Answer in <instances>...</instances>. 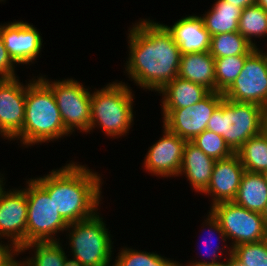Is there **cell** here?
Returning a JSON list of instances; mask_svg holds the SVG:
<instances>
[{"label": "cell", "mask_w": 267, "mask_h": 266, "mask_svg": "<svg viewBox=\"0 0 267 266\" xmlns=\"http://www.w3.org/2000/svg\"><path fill=\"white\" fill-rule=\"evenodd\" d=\"M129 30L127 74L143 90L159 92L178 76L179 46L164 24L153 20L141 19Z\"/></svg>", "instance_id": "cell-1"}, {"label": "cell", "mask_w": 267, "mask_h": 266, "mask_svg": "<svg viewBox=\"0 0 267 266\" xmlns=\"http://www.w3.org/2000/svg\"><path fill=\"white\" fill-rule=\"evenodd\" d=\"M35 180L53 198L56 211L68 223L94 216L101 200V176L75 162Z\"/></svg>", "instance_id": "cell-2"}, {"label": "cell", "mask_w": 267, "mask_h": 266, "mask_svg": "<svg viewBox=\"0 0 267 266\" xmlns=\"http://www.w3.org/2000/svg\"><path fill=\"white\" fill-rule=\"evenodd\" d=\"M31 81L26 84L23 128L12 140L28 147L68 136L52 90L39 77Z\"/></svg>", "instance_id": "cell-3"}, {"label": "cell", "mask_w": 267, "mask_h": 266, "mask_svg": "<svg viewBox=\"0 0 267 266\" xmlns=\"http://www.w3.org/2000/svg\"><path fill=\"white\" fill-rule=\"evenodd\" d=\"M133 96L130 87L122 81L91 93L89 133L98 125L111 138L124 136L133 126Z\"/></svg>", "instance_id": "cell-4"}, {"label": "cell", "mask_w": 267, "mask_h": 266, "mask_svg": "<svg viewBox=\"0 0 267 266\" xmlns=\"http://www.w3.org/2000/svg\"><path fill=\"white\" fill-rule=\"evenodd\" d=\"M264 109L257 104L224 98L210 117L206 129L221 135L236 153L249 138L261 132Z\"/></svg>", "instance_id": "cell-5"}, {"label": "cell", "mask_w": 267, "mask_h": 266, "mask_svg": "<svg viewBox=\"0 0 267 266\" xmlns=\"http://www.w3.org/2000/svg\"><path fill=\"white\" fill-rule=\"evenodd\" d=\"M98 214L97 212L88 219L71 223L66 229L70 234L72 256L84 266H110L112 260L113 242L110 232Z\"/></svg>", "instance_id": "cell-6"}, {"label": "cell", "mask_w": 267, "mask_h": 266, "mask_svg": "<svg viewBox=\"0 0 267 266\" xmlns=\"http://www.w3.org/2000/svg\"><path fill=\"white\" fill-rule=\"evenodd\" d=\"M27 184L28 187L24 188L28 204L27 244L59 241L56 234L66 231L69 224L56 211L53 198L34 178Z\"/></svg>", "instance_id": "cell-7"}, {"label": "cell", "mask_w": 267, "mask_h": 266, "mask_svg": "<svg viewBox=\"0 0 267 266\" xmlns=\"http://www.w3.org/2000/svg\"><path fill=\"white\" fill-rule=\"evenodd\" d=\"M53 92L65 129L72 134L77 128L89 132L91 119V92L77 80L50 81L39 77Z\"/></svg>", "instance_id": "cell-8"}, {"label": "cell", "mask_w": 267, "mask_h": 266, "mask_svg": "<svg viewBox=\"0 0 267 266\" xmlns=\"http://www.w3.org/2000/svg\"><path fill=\"white\" fill-rule=\"evenodd\" d=\"M210 212L219 221L227 240L236 245L265 240L266 224L259 212L250 211L231 202H220L210 206Z\"/></svg>", "instance_id": "cell-9"}, {"label": "cell", "mask_w": 267, "mask_h": 266, "mask_svg": "<svg viewBox=\"0 0 267 266\" xmlns=\"http://www.w3.org/2000/svg\"><path fill=\"white\" fill-rule=\"evenodd\" d=\"M223 96L267 108V53L256 48L246 58L242 71Z\"/></svg>", "instance_id": "cell-10"}, {"label": "cell", "mask_w": 267, "mask_h": 266, "mask_svg": "<svg viewBox=\"0 0 267 266\" xmlns=\"http://www.w3.org/2000/svg\"><path fill=\"white\" fill-rule=\"evenodd\" d=\"M223 99V93L211 91L191 106L162 109L163 127L186 141H192L207 128L210 117Z\"/></svg>", "instance_id": "cell-11"}, {"label": "cell", "mask_w": 267, "mask_h": 266, "mask_svg": "<svg viewBox=\"0 0 267 266\" xmlns=\"http://www.w3.org/2000/svg\"><path fill=\"white\" fill-rule=\"evenodd\" d=\"M12 190H0V236L22 248L27 244V196L24 188Z\"/></svg>", "instance_id": "cell-12"}, {"label": "cell", "mask_w": 267, "mask_h": 266, "mask_svg": "<svg viewBox=\"0 0 267 266\" xmlns=\"http://www.w3.org/2000/svg\"><path fill=\"white\" fill-rule=\"evenodd\" d=\"M26 85L15 78H0V134L10 141L22 130Z\"/></svg>", "instance_id": "cell-13"}, {"label": "cell", "mask_w": 267, "mask_h": 266, "mask_svg": "<svg viewBox=\"0 0 267 266\" xmlns=\"http://www.w3.org/2000/svg\"><path fill=\"white\" fill-rule=\"evenodd\" d=\"M163 128V137L155 142L145 155L144 168L156 176L178 177L187 141Z\"/></svg>", "instance_id": "cell-14"}, {"label": "cell", "mask_w": 267, "mask_h": 266, "mask_svg": "<svg viewBox=\"0 0 267 266\" xmlns=\"http://www.w3.org/2000/svg\"><path fill=\"white\" fill-rule=\"evenodd\" d=\"M0 32L9 56L16 64H29L41 51L42 37L33 25L15 21L1 24Z\"/></svg>", "instance_id": "cell-15"}, {"label": "cell", "mask_w": 267, "mask_h": 266, "mask_svg": "<svg viewBox=\"0 0 267 266\" xmlns=\"http://www.w3.org/2000/svg\"><path fill=\"white\" fill-rule=\"evenodd\" d=\"M244 172L245 168L236 153L229 158L216 160L211 181L203 192L212 196L211 206L235 199Z\"/></svg>", "instance_id": "cell-16"}, {"label": "cell", "mask_w": 267, "mask_h": 266, "mask_svg": "<svg viewBox=\"0 0 267 266\" xmlns=\"http://www.w3.org/2000/svg\"><path fill=\"white\" fill-rule=\"evenodd\" d=\"M164 26L173 36L181 54L209 51L211 36L201 16H187L170 27Z\"/></svg>", "instance_id": "cell-17"}, {"label": "cell", "mask_w": 267, "mask_h": 266, "mask_svg": "<svg viewBox=\"0 0 267 266\" xmlns=\"http://www.w3.org/2000/svg\"><path fill=\"white\" fill-rule=\"evenodd\" d=\"M215 162V159L207 156L191 141H187L178 176L185 174L193 190L203 193L211 181Z\"/></svg>", "instance_id": "cell-18"}, {"label": "cell", "mask_w": 267, "mask_h": 266, "mask_svg": "<svg viewBox=\"0 0 267 266\" xmlns=\"http://www.w3.org/2000/svg\"><path fill=\"white\" fill-rule=\"evenodd\" d=\"M178 76L216 91L215 60L209 51L181 54Z\"/></svg>", "instance_id": "cell-19"}, {"label": "cell", "mask_w": 267, "mask_h": 266, "mask_svg": "<svg viewBox=\"0 0 267 266\" xmlns=\"http://www.w3.org/2000/svg\"><path fill=\"white\" fill-rule=\"evenodd\" d=\"M211 91L203 85L177 76L167 83L162 93V109H179L191 106L205 98Z\"/></svg>", "instance_id": "cell-20"}, {"label": "cell", "mask_w": 267, "mask_h": 266, "mask_svg": "<svg viewBox=\"0 0 267 266\" xmlns=\"http://www.w3.org/2000/svg\"><path fill=\"white\" fill-rule=\"evenodd\" d=\"M233 202L250 211L262 213L267 204V183L262 174L245 171Z\"/></svg>", "instance_id": "cell-21"}, {"label": "cell", "mask_w": 267, "mask_h": 266, "mask_svg": "<svg viewBox=\"0 0 267 266\" xmlns=\"http://www.w3.org/2000/svg\"><path fill=\"white\" fill-rule=\"evenodd\" d=\"M213 5L201 17L210 36L237 32L242 9L224 0H217Z\"/></svg>", "instance_id": "cell-22"}, {"label": "cell", "mask_w": 267, "mask_h": 266, "mask_svg": "<svg viewBox=\"0 0 267 266\" xmlns=\"http://www.w3.org/2000/svg\"><path fill=\"white\" fill-rule=\"evenodd\" d=\"M236 154L245 171L262 173L267 169V137L262 132L252 136Z\"/></svg>", "instance_id": "cell-23"}, {"label": "cell", "mask_w": 267, "mask_h": 266, "mask_svg": "<svg viewBox=\"0 0 267 266\" xmlns=\"http://www.w3.org/2000/svg\"><path fill=\"white\" fill-rule=\"evenodd\" d=\"M59 242H32L24 245L20 248V253L29 248L35 250L33 257L20 261V266H64L67 255Z\"/></svg>", "instance_id": "cell-24"}, {"label": "cell", "mask_w": 267, "mask_h": 266, "mask_svg": "<svg viewBox=\"0 0 267 266\" xmlns=\"http://www.w3.org/2000/svg\"><path fill=\"white\" fill-rule=\"evenodd\" d=\"M256 48L238 31L211 36L209 53L213 58L250 55Z\"/></svg>", "instance_id": "cell-25"}, {"label": "cell", "mask_w": 267, "mask_h": 266, "mask_svg": "<svg viewBox=\"0 0 267 266\" xmlns=\"http://www.w3.org/2000/svg\"><path fill=\"white\" fill-rule=\"evenodd\" d=\"M238 32L257 48L252 37L267 36V12L257 4L244 8L239 19Z\"/></svg>", "instance_id": "cell-26"}, {"label": "cell", "mask_w": 267, "mask_h": 266, "mask_svg": "<svg viewBox=\"0 0 267 266\" xmlns=\"http://www.w3.org/2000/svg\"><path fill=\"white\" fill-rule=\"evenodd\" d=\"M228 266H267V242L236 245L228 251Z\"/></svg>", "instance_id": "cell-27"}, {"label": "cell", "mask_w": 267, "mask_h": 266, "mask_svg": "<svg viewBox=\"0 0 267 266\" xmlns=\"http://www.w3.org/2000/svg\"><path fill=\"white\" fill-rule=\"evenodd\" d=\"M249 55L214 58L216 92L224 93L238 77Z\"/></svg>", "instance_id": "cell-28"}, {"label": "cell", "mask_w": 267, "mask_h": 266, "mask_svg": "<svg viewBox=\"0 0 267 266\" xmlns=\"http://www.w3.org/2000/svg\"><path fill=\"white\" fill-rule=\"evenodd\" d=\"M118 253L112 266H176L178 263L154 252L123 248Z\"/></svg>", "instance_id": "cell-29"}, {"label": "cell", "mask_w": 267, "mask_h": 266, "mask_svg": "<svg viewBox=\"0 0 267 266\" xmlns=\"http://www.w3.org/2000/svg\"><path fill=\"white\" fill-rule=\"evenodd\" d=\"M191 142L201 149L207 156L215 160L226 159L234 154L221 135L208 129H205Z\"/></svg>", "instance_id": "cell-30"}, {"label": "cell", "mask_w": 267, "mask_h": 266, "mask_svg": "<svg viewBox=\"0 0 267 266\" xmlns=\"http://www.w3.org/2000/svg\"><path fill=\"white\" fill-rule=\"evenodd\" d=\"M205 222H206L205 223L206 225H204V226H207L208 225L209 226L208 228H210V229H208L209 232L207 231L208 234H210V236L212 234L214 235V232L216 231V233H219V236L222 238L221 241H225V242L227 241L226 240L227 237H226L224 231L222 230L219 221L213 216V214L210 211H209V214H208V218H206ZM212 230H214V232H212ZM211 239H212V237H211ZM211 239L209 238V240H207V241L210 242V241L213 240V239L212 240ZM207 241L204 240V242H205L204 246L208 249V251H205V252H207V254H208L207 256L210 259L212 258L211 259L212 261L211 262H209V261H202L201 262V260H200L199 262H195V263H194V261H192L188 265L185 264L183 266H223V265H226V262H224V261L219 262L220 260L218 259V257L221 258L222 257L221 255L223 254L222 251L223 250H226V249H223V248H229V247H227V244L224 247H222V248L219 247L218 244H217V246H215L216 249L211 252V250H209V247L211 248V246H213V245L210 246V244H207V243H209ZM212 242H210V243H212ZM221 249H222V251H220ZM216 250H218L219 253ZM216 260H218V262Z\"/></svg>", "instance_id": "cell-31"}, {"label": "cell", "mask_w": 267, "mask_h": 266, "mask_svg": "<svg viewBox=\"0 0 267 266\" xmlns=\"http://www.w3.org/2000/svg\"><path fill=\"white\" fill-rule=\"evenodd\" d=\"M14 65L15 62L9 56L0 32V78H15Z\"/></svg>", "instance_id": "cell-32"}, {"label": "cell", "mask_w": 267, "mask_h": 266, "mask_svg": "<svg viewBox=\"0 0 267 266\" xmlns=\"http://www.w3.org/2000/svg\"><path fill=\"white\" fill-rule=\"evenodd\" d=\"M1 239V236H0ZM20 254V247L14 242L8 245L0 243V266H20V261H16L14 255Z\"/></svg>", "instance_id": "cell-33"}, {"label": "cell", "mask_w": 267, "mask_h": 266, "mask_svg": "<svg viewBox=\"0 0 267 266\" xmlns=\"http://www.w3.org/2000/svg\"><path fill=\"white\" fill-rule=\"evenodd\" d=\"M228 3H231L232 5H235V7H239L242 10L250 5L256 4L257 0H224Z\"/></svg>", "instance_id": "cell-34"}, {"label": "cell", "mask_w": 267, "mask_h": 266, "mask_svg": "<svg viewBox=\"0 0 267 266\" xmlns=\"http://www.w3.org/2000/svg\"><path fill=\"white\" fill-rule=\"evenodd\" d=\"M261 132L267 137V108L264 109L262 114Z\"/></svg>", "instance_id": "cell-35"}, {"label": "cell", "mask_w": 267, "mask_h": 266, "mask_svg": "<svg viewBox=\"0 0 267 266\" xmlns=\"http://www.w3.org/2000/svg\"><path fill=\"white\" fill-rule=\"evenodd\" d=\"M64 266H84L77 259H68L67 256L64 260Z\"/></svg>", "instance_id": "cell-36"}, {"label": "cell", "mask_w": 267, "mask_h": 266, "mask_svg": "<svg viewBox=\"0 0 267 266\" xmlns=\"http://www.w3.org/2000/svg\"><path fill=\"white\" fill-rule=\"evenodd\" d=\"M256 4L261 6L267 12V0H257Z\"/></svg>", "instance_id": "cell-37"}, {"label": "cell", "mask_w": 267, "mask_h": 266, "mask_svg": "<svg viewBox=\"0 0 267 266\" xmlns=\"http://www.w3.org/2000/svg\"><path fill=\"white\" fill-rule=\"evenodd\" d=\"M261 215L264 219L265 224H267V204H266L264 210L262 211Z\"/></svg>", "instance_id": "cell-38"}, {"label": "cell", "mask_w": 267, "mask_h": 266, "mask_svg": "<svg viewBox=\"0 0 267 266\" xmlns=\"http://www.w3.org/2000/svg\"><path fill=\"white\" fill-rule=\"evenodd\" d=\"M261 174L267 183V169L265 171H263Z\"/></svg>", "instance_id": "cell-39"}, {"label": "cell", "mask_w": 267, "mask_h": 266, "mask_svg": "<svg viewBox=\"0 0 267 266\" xmlns=\"http://www.w3.org/2000/svg\"><path fill=\"white\" fill-rule=\"evenodd\" d=\"M0 177H1V175H0ZM4 179V177H2V178H0V190L4 187L3 185H5V183L3 184V180Z\"/></svg>", "instance_id": "cell-40"}, {"label": "cell", "mask_w": 267, "mask_h": 266, "mask_svg": "<svg viewBox=\"0 0 267 266\" xmlns=\"http://www.w3.org/2000/svg\"><path fill=\"white\" fill-rule=\"evenodd\" d=\"M265 241L267 242V224H266V231H265Z\"/></svg>", "instance_id": "cell-41"}]
</instances>
